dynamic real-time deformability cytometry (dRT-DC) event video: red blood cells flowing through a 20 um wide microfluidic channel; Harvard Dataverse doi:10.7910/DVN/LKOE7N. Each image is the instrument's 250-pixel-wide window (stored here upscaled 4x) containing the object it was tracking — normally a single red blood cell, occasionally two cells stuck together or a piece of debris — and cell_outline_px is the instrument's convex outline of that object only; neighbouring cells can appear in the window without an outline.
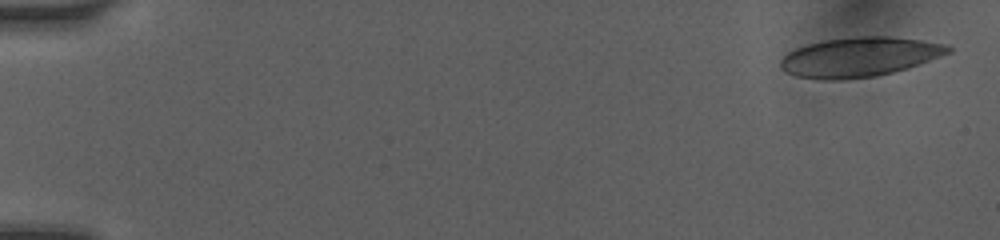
{"species": "human", "species_latin": "Homo sapiens", "temperature_condition": "room temperature", "stored_images_in_passage": 9, "camera_frame_rate_fps": 3000, "um_per_image_px": 0.085, "donor": {"sex": "female"}, "frame": {"image": 1, "passage_image": 1, "time_ms": 0.0, "image_size_px": [1000, 240], "cell_outline_px": [[952, 52], [892, 72], [876, 76], [844, 80], [820, 80], [796, 76], [780, 68], [780, 60], [788, 52], [796, 48], [808, 44], [828, 40], [856, 36], [888, 36], [920, 40], [948, 44], [952, 48]], "centroid_in_image_um": [73.03, 4.85], "position_along_channel_um": 12.0, "area_um2": 38.38}}
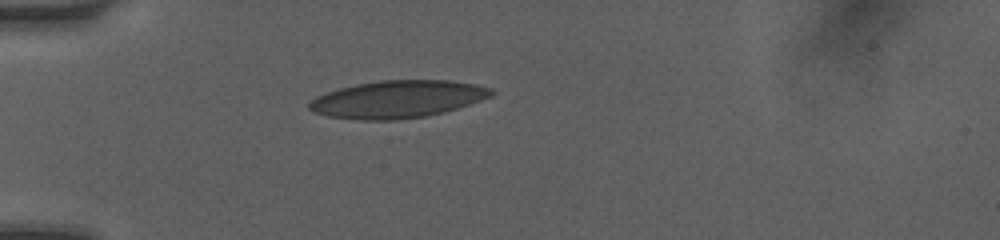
{"frame": {"image": 2, "passage_image": 8, "time_ms": 4.333, "image_size_px": [1000, 240], "cell_outline_px": [[496, 92], [492, 96], [456, 108], [424, 116], [392, 120], [360, 120], [328, 116], [312, 112], [308, 108], [308, 104], [316, 96], [340, 88], [356, 84], [380, 80], [448, 80], [472, 84], [492, 88]], "centroid_in_image_um": [33.76, 8.43], "position_along_channel_um": 51.2, "area_um2": 39.36}}